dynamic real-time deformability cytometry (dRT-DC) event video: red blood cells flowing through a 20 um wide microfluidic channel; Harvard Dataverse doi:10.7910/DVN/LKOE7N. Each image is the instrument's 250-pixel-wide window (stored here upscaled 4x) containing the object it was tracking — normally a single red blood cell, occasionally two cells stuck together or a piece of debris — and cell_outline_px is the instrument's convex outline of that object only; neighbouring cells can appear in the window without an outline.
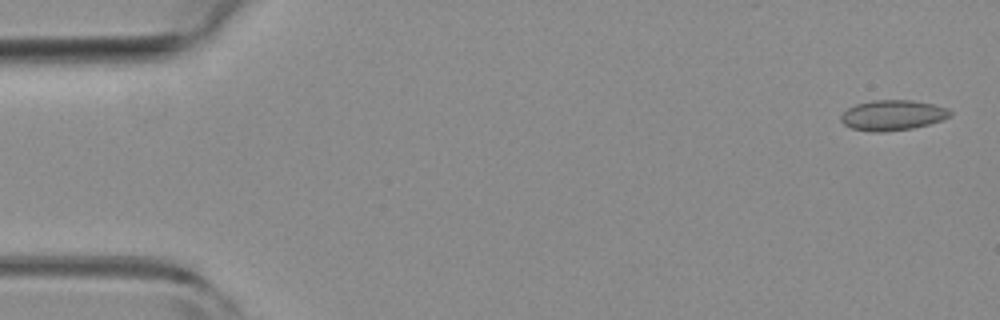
{"species": "common noctule bat (a hibernating species)", "species_latin": "Nyctalus noctula", "temperature_condition": "room temperature", "stored_images_in_passage": 5, "camera_frame_rate_fps": 3000, "um_per_image_px": 0.085, "animal": {"sex": "female", "body_mass_g": 19.3, "forearm_length_mm": 54.1}, "frame": {"image": 1, "passage_image": 1, "time_ms": 0.0, "image_size_px": [1000, 320], "cell_outline_px": [[952, 112], [948, 116], [940, 120], [928, 124], [912, 128], [884, 132], [872, 132], [852, 128], [844, 124], [840, 120], [840, 116], [848, 108], [856, 104], [872, 100], [912, 100], [932, 104], [948, 108]], "centroid_in_image_um": [75.84, 9.79], "position_along_channel_um": 9.2, "area_um2": 19.13}}
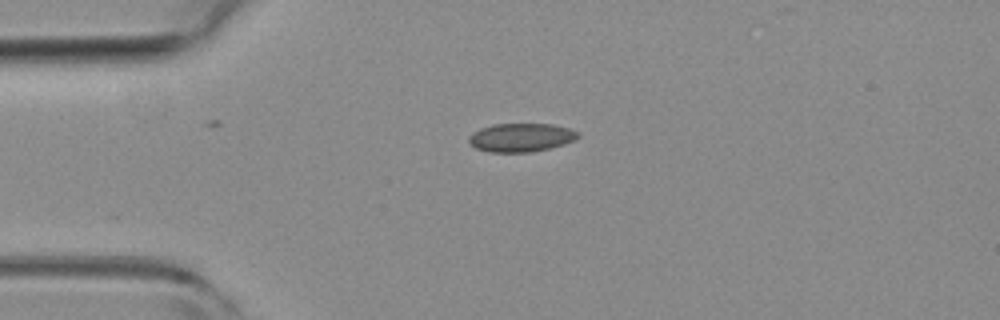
{"frame": {"image": 2, "passage_image": 4, "time_ms": 1.0, "image_size_px": [1000, 320], "cell_outline_px": [[580, 136], [576, 140], [564, 144], [532, 152], [488, 152], [476, 148], [468, 144], [468, 136], [472, 132], [480, 128], [492, 124], [552, 124], [568, 128], [580, 132]], "centroid_in_image_um": [44.27, 11.68], "position_along_channel_um": 40.7, "area_um2": 18.38}}